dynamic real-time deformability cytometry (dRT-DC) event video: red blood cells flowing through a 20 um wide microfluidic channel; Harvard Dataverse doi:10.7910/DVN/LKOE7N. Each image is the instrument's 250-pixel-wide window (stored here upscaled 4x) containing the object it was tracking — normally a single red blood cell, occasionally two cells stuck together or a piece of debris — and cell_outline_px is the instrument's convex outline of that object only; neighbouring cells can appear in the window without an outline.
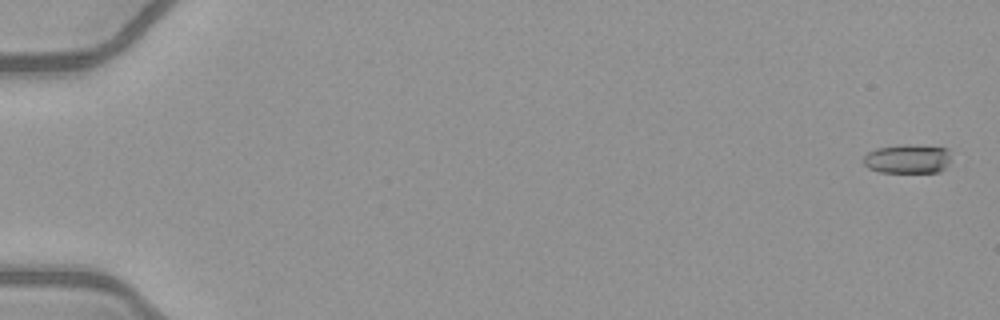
{"species": "common noctule bat (a hibernating species)", "species_latin": "Nyctalus noctula", "temperature_condition": "warm", "stored_images_in_passage": 14, "camera_frame_rate_fps": 3000, "um_per_image_px": 0.085, "animal": {"sex": "female", "body_mass_g": 21.9}, "frame": {"image": 1, "passage_image": 2, "time_ms": 0.333, "image_size_px": [1000, 320], "cell_outline_px": [[952, 160], [940, 172], [880, 172], [868, 168], [864, 164], [864, 156], [868, 152], [876, 148], [900, 144], [912, 144], [948, 148]], "centroid_in_image_um": [77.17, 13.49], "position_along_channel_um": 7.8, "area_um2": 15.14}}